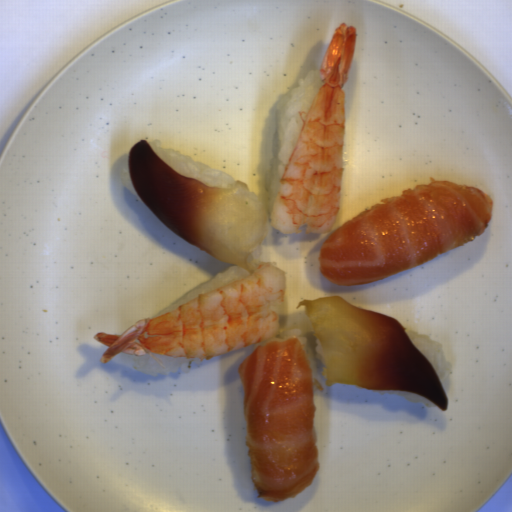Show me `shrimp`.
<instances>
[{"label": "shrimp", "instance_id": "shrimp-1", "mask_svg": "<svg viewBox=\"0 0 512 512\" xmlns=\"http://www.w3.org/2000/svg\"><path fill=\"white\" fill-rule=\"evenodd\" d=\"M285 294L284 271L266 262L239 281L143 318L121 334L97 332L93 338L108 346L103 364L118 354L206 360L277 335V309Z\"/></svg>", "mask_w": 512, "mask_h": 512}, {"label": "shrimp", "instance_id": "shrimp-2", "mask_svg": "<svg viewBox=\"0 0 512 512\" xmlns=\"http://www.w3.org/2000/svg\"><path fill=\"white\" fill-rule=\"evenodd\" d=\"M356 26L342 22L320 64L321 85L281 175L271 211L276 231L328 233L340 208L344 175L345 98L356 49Z\"/></svg>", "mask_w": 512, "mask_h": 512}]
</instances>
